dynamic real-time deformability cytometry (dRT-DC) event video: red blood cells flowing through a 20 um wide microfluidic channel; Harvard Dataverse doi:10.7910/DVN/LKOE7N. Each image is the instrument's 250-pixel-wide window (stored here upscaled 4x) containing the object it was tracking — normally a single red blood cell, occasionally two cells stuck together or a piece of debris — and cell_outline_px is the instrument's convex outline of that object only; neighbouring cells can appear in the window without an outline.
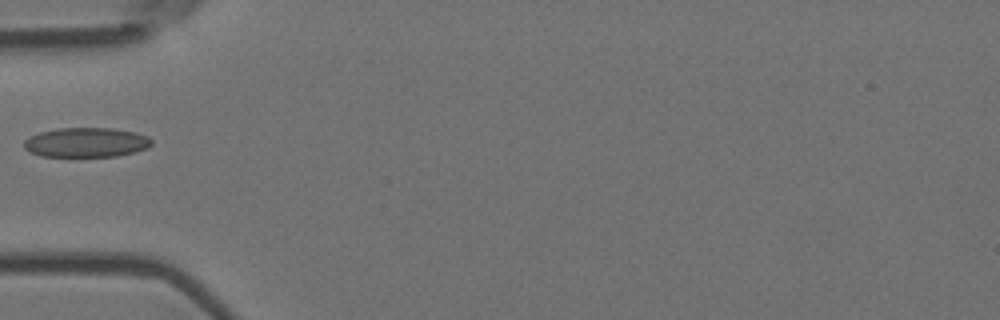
{"species": "Egyptian fruit bat (a non-hibernating species)", "species_latin": "Rousettus aegyptiacus", "temperature_condition": "room temperature", "stored_images_in_passage": 3, "camera_frame_rate_fps": 3000, "um_per_image_px": 0.085, "animal": {"sex": "female"}, "frame": {"image": 1, "passage_image": 1, "time_ms": 0.0, "image_size_px": [1000, 320], "cell_outline_px": [[152, 144], [148, 148], [136, 152], [116, 156], [40, 156], [24, 148], [24, 140], [40, 132], [60, 128], [112, 128], [136, 132], [148, 136], [152, 140]], "centroid_in_image_um": [7.38, 12.1], "position_along_channel_um": 77.6, "area_um2": 21.96}}
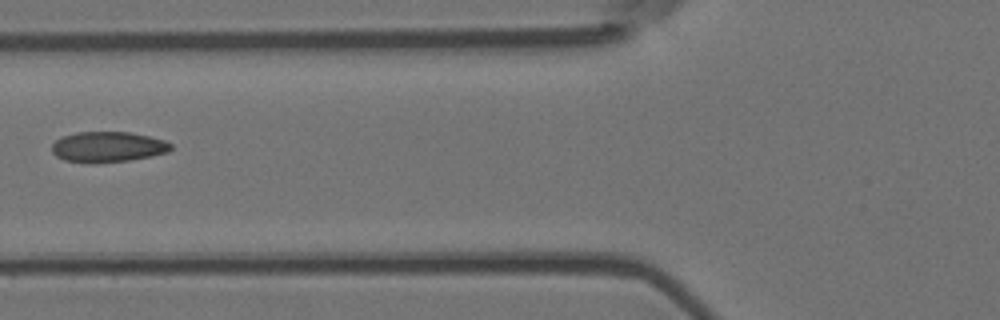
{"frame": {"image": 2, "passage_image": 2, "time_ms": 0.333, "image_size_px": [1000, 320], "cell_outline_px": [[172, 148], [168, 152], [152, 156], [128, 160], [92, 164], [64, 160], [56, 156], [52, 152], [52, 144], [60, 136], [76, 132], [132, 132], [164, 140], [172, 144]], "centroid_in_image_um": [9.14, 12.49], "position_along_channel_um": 116.7, "area_um2": 21.39}}
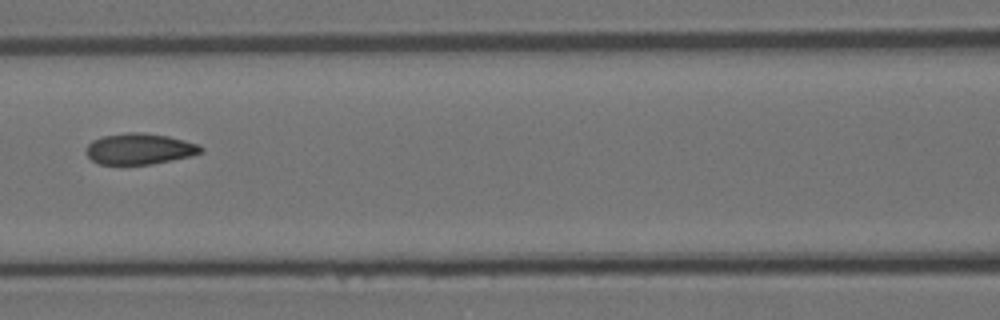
{"frame": {"image": 3, "passage_image": 3, "time_ms": 0.667, "image_size_px": [1000, 320], "cell_outline_px": [[204, 152], [192, 156], [152, 164], [100, 164], [92, 160], [88, 156], [88, 144], [92, 140], [104, 136], [124, 132], [140, 132], [168, 136], [200, 144], [204, 148]], "centroid_in_image_um": [11.92, 12.65], "position_along_channel_um": 154.7, "area_um2": 20.75}}